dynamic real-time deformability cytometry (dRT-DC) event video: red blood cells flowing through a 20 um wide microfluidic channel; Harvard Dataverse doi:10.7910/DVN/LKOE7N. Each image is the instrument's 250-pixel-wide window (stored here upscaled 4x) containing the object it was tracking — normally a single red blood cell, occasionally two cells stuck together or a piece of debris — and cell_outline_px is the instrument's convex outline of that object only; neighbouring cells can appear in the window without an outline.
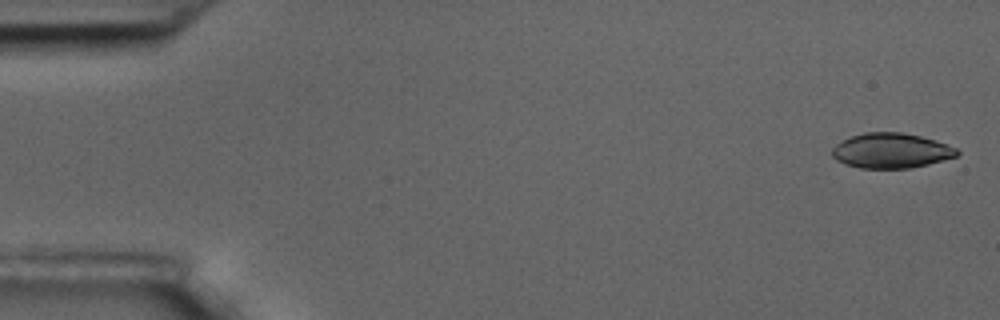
{"species": "common noctule bat (a hibernating species)", "species_latin": "Nyctalus noctula", "temperature_condition": "room temperature", "stored_images_in_passage": 6, "camera_frame_rate_fps": 3000, "um_per_image_px": 0.085, "animal": {"sex": "male", "body_mass_g": 17.5, "forearm_length_mm": 52.3}, "frame": {"image": 1, "passage_image": 1, "time_ms": 0.0, "image_size_px": [1000, 320], "cell_outline_px": [[960, 152], [956, 156], [928, 164], [912, 168], [860, 168], [836, 160], [832, 156], [832, 148], [836, 144], [852, 136], [864, 132], [904, 132], [936, 140], [956, 148]], "centroid_in_image_um": [75.75, 12.8], "position_along_channel_um": 9.2, "area_um2": 25.37}}
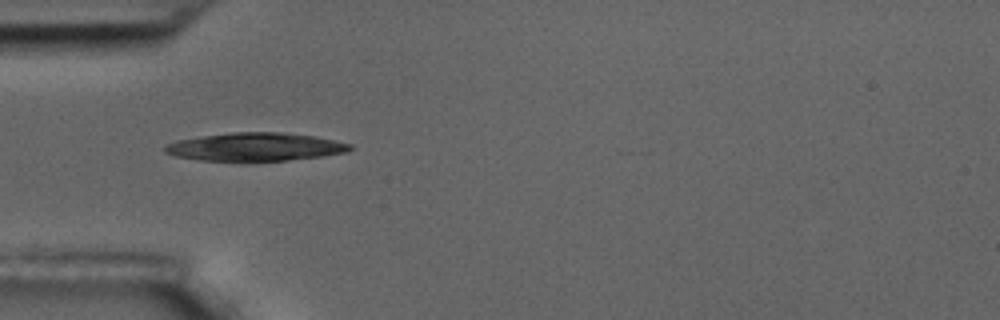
{"frame": {"image": 2, "passage_image": 5, "time_ms": 1.333, "image_size_px": [1000, 320], "cell_outline_px": [[352, 148], [348, 152], [324, 156], [288, 160], [248, 164], [240, 164], [200, 160], [176, 156], [164, 152], [164, 144], [176, 140], [232, 132], [280, 132], [316, 136], [352, 144]], "centroid_in_image_um": [21.68, 12.53], "position_along_channel_um": 63.3, "area_um2": 31.62}}